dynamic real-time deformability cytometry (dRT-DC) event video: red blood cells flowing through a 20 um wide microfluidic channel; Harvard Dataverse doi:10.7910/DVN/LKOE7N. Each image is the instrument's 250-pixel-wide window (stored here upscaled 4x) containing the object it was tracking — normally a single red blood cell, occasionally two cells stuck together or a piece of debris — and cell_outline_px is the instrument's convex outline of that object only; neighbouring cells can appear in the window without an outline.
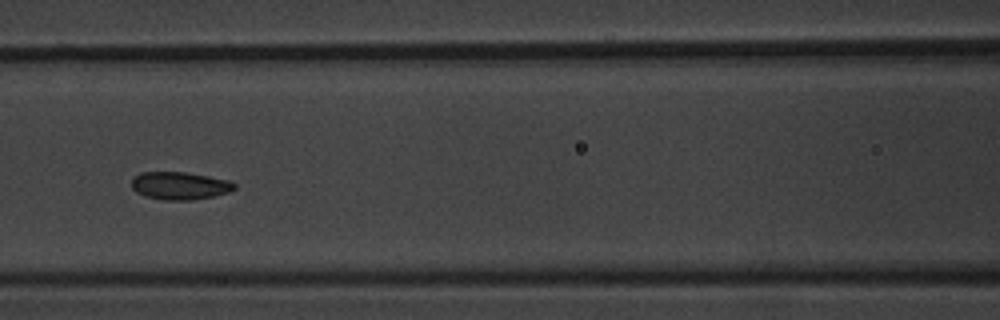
{"species": "common noctule bat (a hibernating species)", "species_latin": "Nyctalus noctula", "temperature_condition": "warm", "stored_images_in_passage": 7, "camera_frame_rate_fps": 3000, "um_per_image_px": 0.085, "animal": {"sex": "male", "body_mass_g": 20.1, "forearm_length_mm": 53.5}, "frame": {"image": 1, "passage_image": 6, "time_ms": 6.0, "image_size_px": [1000, 320], "cell_outline_px": [[236, 188], [228, 192], [212, 196], [192, 200], [164, 200], [144, 196], [136, 192], [132, 188], [132, 176], [140, 172], [184, 172], [208, 176], [228, 180], [236, 184]], "centroid_in_image_um": [15.24, 15.78], "position_along_channel_um": 151.4, "area_um2": 16.65}}
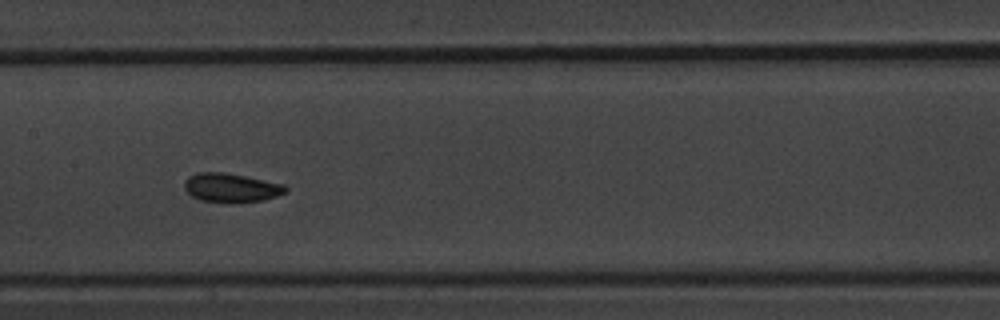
{"frame": {"image": 2, "passage_image": 7, "time_ms": 7.0, "image_size_px": [1000, 320], "cell_outline_px": [[288, 188], [284, 192], [276, 196], [264, 200], [232, 204], [224, 204], [200, 200], [192, 196], [184, 188], [184, 180], [188, 176], [196, 172], [224, 172], [284, 184]], "centroid_in_image_um": [19.6, 15.98], "position_along_channel_um": 187.8, "area_um2": 17.4}}